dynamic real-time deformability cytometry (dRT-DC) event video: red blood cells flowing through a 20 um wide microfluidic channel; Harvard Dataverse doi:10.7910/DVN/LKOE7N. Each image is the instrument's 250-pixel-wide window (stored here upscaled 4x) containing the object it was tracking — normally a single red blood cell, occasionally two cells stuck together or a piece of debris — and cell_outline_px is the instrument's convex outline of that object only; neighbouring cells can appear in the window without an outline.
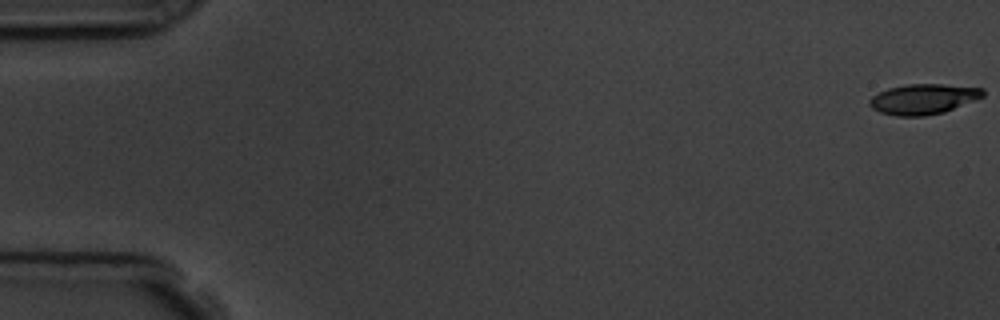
{"species": "common noctule bat (a hibernating species)", "species_latin": "Nyctalus noctula", "temperature_condition": "room temperature", "stored_images_in_passage": 6, "camera_frame_rate_fps": 3000, "um_per_image_px": 0.085, "animal": {"sex": "male", "body_mass_g": 19.5, "forearm_length_mm": 54.6}, "frame": {"image": 1, "passage_image": 1, "time_ms": 0.0, "image_size_px": [1000, 320], "cell_outline_px": [[984, 96], [976, 100], [944, 112], [924, 116], [896, 116], [880, 112], [872, 108], [868, 104], [868, 100], [872, 96], [888, 88], [908, 84], [944, 84], [984, 88]], "centroid_in_image_um": [78.49, 8.42], "position_along_channel_um": 6.5, "area_um2": 20.11}}
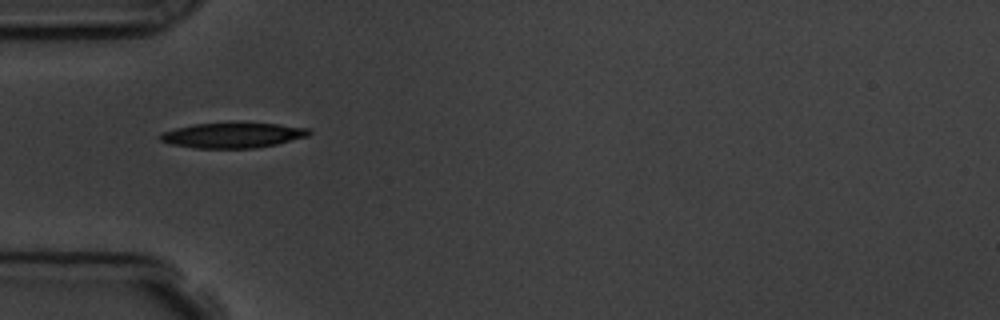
{"frame": {"image": 2, "passage_image": 5, "time_ms": 5.667, "image_size_px": [1000, 320], "cell_outline_px": [[312, 132], [308, 136], [276, 144], [256, 148], [196, 148], [172, 144], [160, 140], [156, 136], [164, 132], [176, 128], [192, 124], [236, 120], [280, 124], [308, 128]], "centroid_in_image_um": [19.8, 11.45], "position_along_channel_um": 65.2, "area_um2": 22.72}}